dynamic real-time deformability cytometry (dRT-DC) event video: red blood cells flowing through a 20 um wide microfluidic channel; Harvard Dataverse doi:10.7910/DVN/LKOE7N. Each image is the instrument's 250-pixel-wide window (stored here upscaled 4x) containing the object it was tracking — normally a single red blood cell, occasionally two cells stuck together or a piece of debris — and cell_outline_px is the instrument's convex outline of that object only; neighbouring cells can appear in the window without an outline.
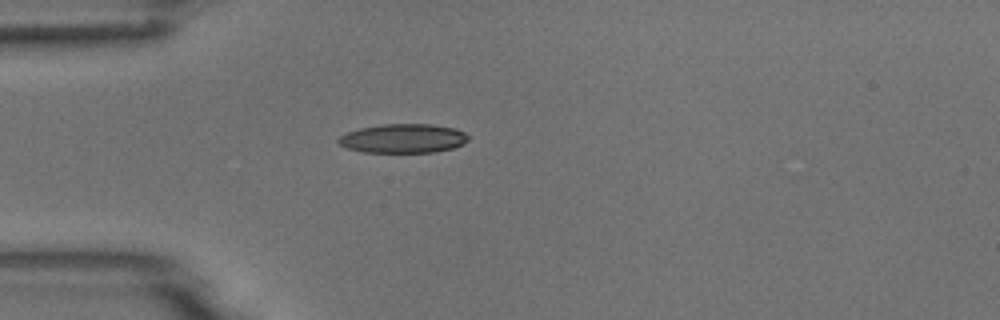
{"species": "common noctule bat (a hibernating species)", "species_latin": "Nyctalus noctula", "temperature_condition": "room temperature", "stored_images_in_passage": 1, "camera_frame_rate_fps": 3000, "um_per_image_px": 0.085, "animal": {"sex": "male", "body_mass_g": 18.8}, "frame": {"image": 1, "passage_image": 1, "time_ms": 0.0, "image_size_px": [1000, 320], "cell_outline_px": [[468, 140], [464, 144], [452, 148], [436, 152], [364, 152], [348, 148], [340, 144], [336, 140], [340, 136], [348, 132], [360, 128], [380, 124], [432, 124], [456, 128], [464, 132], [468, 136]], "centroid_in_image_um": [34.29, 11.76], "position_along_channel_um": 50.7, "area_um2": 22.02}}